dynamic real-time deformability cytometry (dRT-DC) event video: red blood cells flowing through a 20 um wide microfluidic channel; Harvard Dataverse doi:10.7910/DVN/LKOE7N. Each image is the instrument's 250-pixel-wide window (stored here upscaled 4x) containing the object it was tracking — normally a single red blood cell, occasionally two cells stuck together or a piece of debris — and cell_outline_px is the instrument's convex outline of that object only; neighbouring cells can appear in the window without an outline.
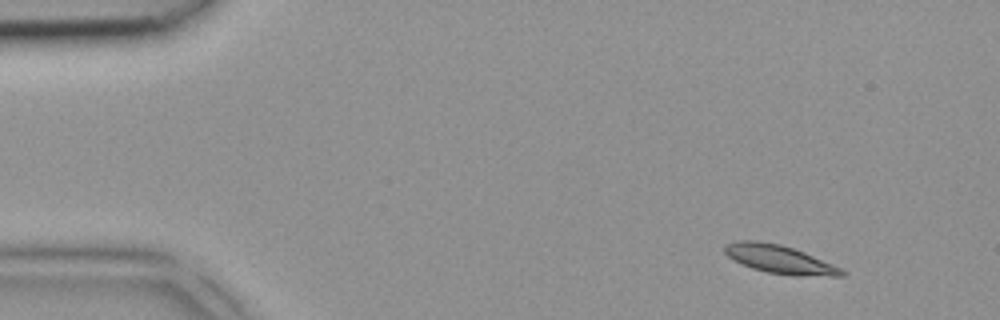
{"species": "common noctule bat (a hibernating species)", "species_latin": "Nyctalus noctula", "temperature_condition": "room temperature", "stored_images_in_passage": 4, "camera_frame_rate_fps": 3000, "um_per_image_px": 0.085, "animal": {"sex": "female", "body_mass_g": 18.4}, "frame": {"image": 1, "passage_image": 1, "time_ms": 0.0, "image_size_px": [1000, 320], "cell_outline_px": [[848, 272], [844, 276], [796, 276], [768, 272], [752, 268], [732, 260], [724, 252], [724, 248], [728, 244], [736, 240], [756, 240], [780, 244], [804, 252], [832, 264]], "centroid_in_image_um": [66.27, 22.04], "position_along_channel_um": 18.7, "area_um2": 19.31}}
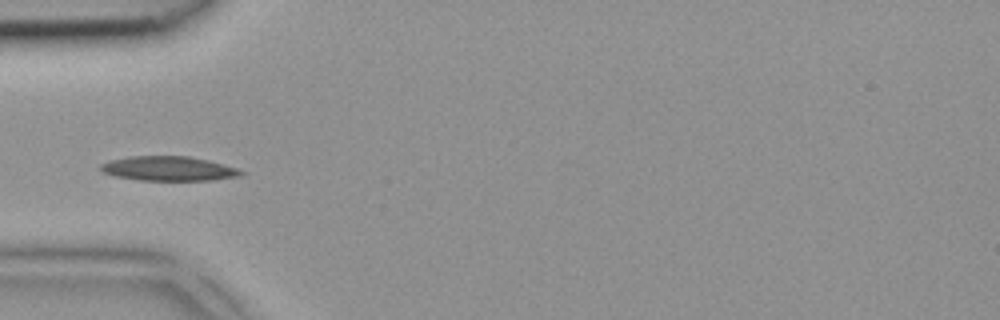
{"frame": {"image": 2, "passage_image": 4, "time_ms": 1.0, "image_size_px": [1000, 320], "cell_outline_px": [[244, 176], [212, 180], [140, 180], [116, 176], [100, 172], [100, 164], [112, 160], [132, 156], [188, 156], [208, 160], [224, 164], [236, 168], [244, 172]], "centroid_in_image_um": [14.36, 14.33], "position_along_channel_um": 70.6, "area_um2": 20.0}}